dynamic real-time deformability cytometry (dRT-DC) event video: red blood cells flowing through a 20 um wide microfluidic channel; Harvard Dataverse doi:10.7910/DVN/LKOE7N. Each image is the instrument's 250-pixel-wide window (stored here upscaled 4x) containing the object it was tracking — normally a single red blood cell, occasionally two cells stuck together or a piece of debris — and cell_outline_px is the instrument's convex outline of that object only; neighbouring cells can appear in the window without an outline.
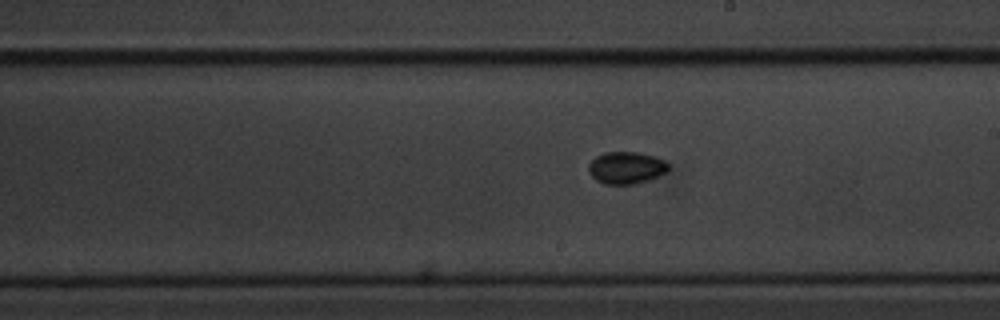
{"species": "common noctule bat (a hibernating species)", "species_latin": "Nyctalus noctula", "temperature_condition": "cold", "stored_images_in_passage": 11, "segment_of_instrument_passage": [2, 2], "camera_frame_rate_fps": 3000, "um_per_image_px": 0.085, "animal": {"sex": "male", "body_mass_g": 20.1, "forearm_length_mm": 53.5}, "frame": {"image": 1, "passage_image": 11, "time_ms": 3.333, "image_size_px": [1000, 320], "cell_outline_px": [[668, 168], [664, 172], [648, 180], [636, 184], [604, 184], [596, 180], [588, 172], [588, 164], [596, 156], [604, 152], [636, 152], [652, 156], [664, 160], [668, 164]], "centroid_in_image_um": [53.17, 14.26], "position_along_channel_um": 235.8, "area_um2": 14.8}}